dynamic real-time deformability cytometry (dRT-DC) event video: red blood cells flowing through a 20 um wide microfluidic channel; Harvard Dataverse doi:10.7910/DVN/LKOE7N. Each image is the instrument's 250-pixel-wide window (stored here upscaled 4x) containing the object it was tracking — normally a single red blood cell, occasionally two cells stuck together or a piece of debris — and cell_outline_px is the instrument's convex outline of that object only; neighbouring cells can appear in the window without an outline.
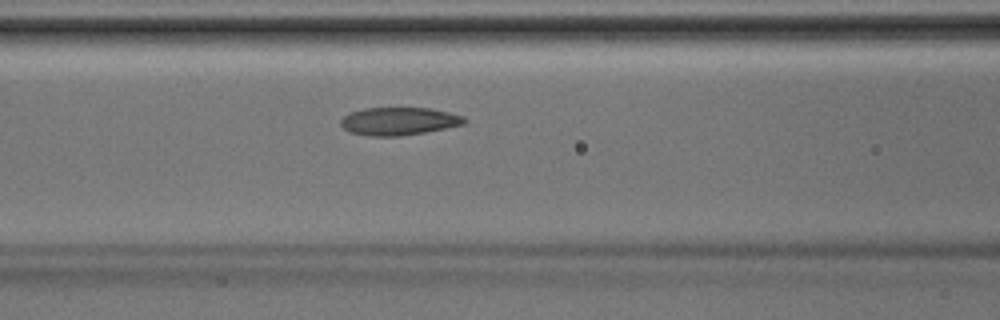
{"species": "Egyptian fruit bat (a non-hibernating species)", "species_latin": "Rousettus aegyptiacus", "temperature_condition": "room temperature", "stored_images_in_passage": 26, "camera_frame_rate_fps": 3000, "um_per_image_px": 0.085, "animal": {"sex": "male"}, "frame": {"image": 1, "passage_image": 6, "time_ms": 1.667, "image_size_px": [1000, 320], "cell_outline_px": [[468, 120], [464, 124], [424, 132], [400, 136], [368, 136], [348, 132], [340, 124], [340, 120], [344, 116], [352, 112], [364, 108], [428, 108], [448, 112], [464, 116]], "centroid_in_image_um": [33.89, 10.3], "position_along_channel_um": 132.7, "area_um2": 20.0}}
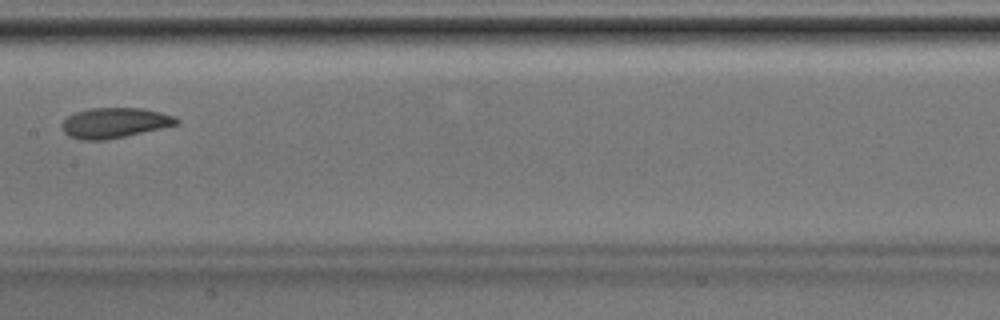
{"frame": {"image": 2, "passage_image": 10, "time_ms": 3.0, "image_size_px": [1000, 320], "cell_outline_px": [[180, 120], [176, 124], [160, 128], [108, 140], [80, 140], [68, 136], [60, 128], [60, 124], [68, 116], [76, 112], [88, 108], [144, 108], [176, 116]], "centroid_in_image_um": [9.69, 10.44], "position_along_channel_um": 197.7, "area_um2": 20.29}}
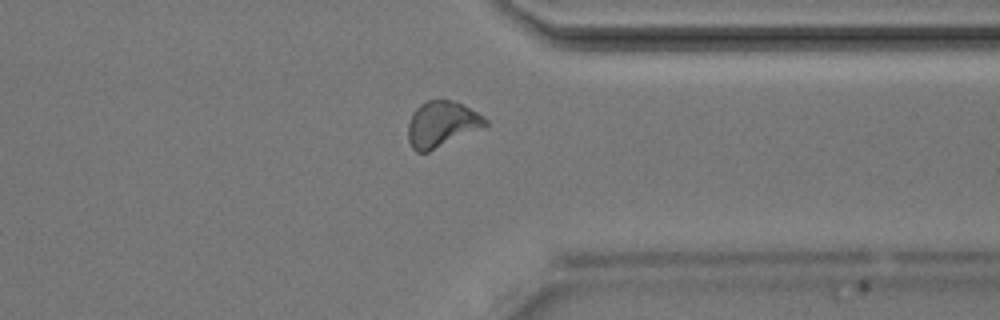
{"frame": {"image": 3, "passage_image": 21, "time_ms": 6.667, "image_size_px": [1000, 320], "cell_outline_px": [[488, 124], [428, 152], [416, 152], [412, 148], [408, 140], [408, 124], [412, 112], [420, 104], [428, 100], [452, 100], [484, 116], [488, 120]], "centroid_in_image_um": [37.49, 10.55], "position_along_channel_um": 373.9, "area_um2": 20.23}}